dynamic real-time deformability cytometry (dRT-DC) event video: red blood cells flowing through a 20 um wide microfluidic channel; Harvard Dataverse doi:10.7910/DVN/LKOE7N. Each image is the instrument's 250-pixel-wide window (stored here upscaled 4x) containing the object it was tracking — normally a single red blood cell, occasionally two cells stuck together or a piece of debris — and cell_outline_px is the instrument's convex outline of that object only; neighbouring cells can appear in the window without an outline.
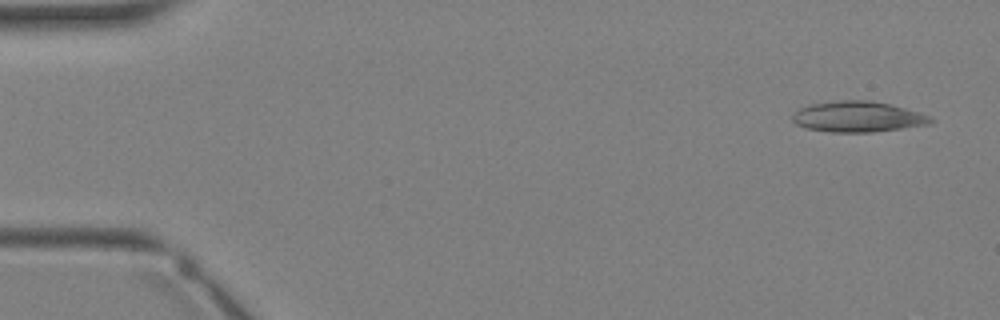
{"species": "Egyptian fruit bat (a non-hibernating species)", "species_latin": "Rousettus aegyptiacus", "temperature_condition": "warm", "stored_images_in_passage": 3, "camera_frame_rate_fps": 3000, "um_per_image_px": 0.085, "animal": {"sex": "female"}, "frame": {"image": 1, "passage_image": 1, "time_ms": 0.0, "image_size_px": [1000, 320], "cell_outline_px": [[936, 120], [932, 124], [872, 132], [832, 132], [804, 128], [796, 124], [792, 120], [792, 116], [800, 108], [808, 104], [840, 100], [868, 100], [888, 104], [904, 108], [928, 116]], "centroid_in_image_um": [72.89, 9.93], "position_along_channel_um": 12.1, "area_um2": 24.62}}
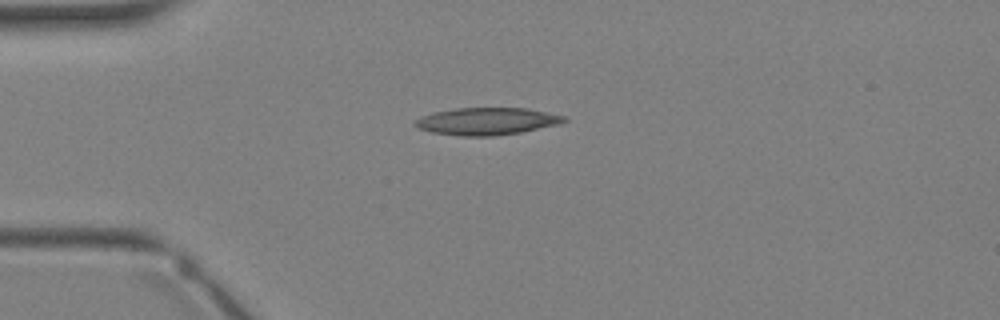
{"frame": {"image": 2, "passage_image": 3, "time_ms": 2.333, "image_size_px": [1000, 320], "cell_outline_px": [[568, 120], [560, 124], [520, 132], [492, 136], [460, 136], [432, 132], [420, 128], [412, 124], [412, 120], [420, 116], [436, 112], [456, 108], [528, 108], [564, 116]], "centroid_in_image_um": [41.36, 10.3], "position_along_channel_um": 43.6, "area_um2": 23.64}}